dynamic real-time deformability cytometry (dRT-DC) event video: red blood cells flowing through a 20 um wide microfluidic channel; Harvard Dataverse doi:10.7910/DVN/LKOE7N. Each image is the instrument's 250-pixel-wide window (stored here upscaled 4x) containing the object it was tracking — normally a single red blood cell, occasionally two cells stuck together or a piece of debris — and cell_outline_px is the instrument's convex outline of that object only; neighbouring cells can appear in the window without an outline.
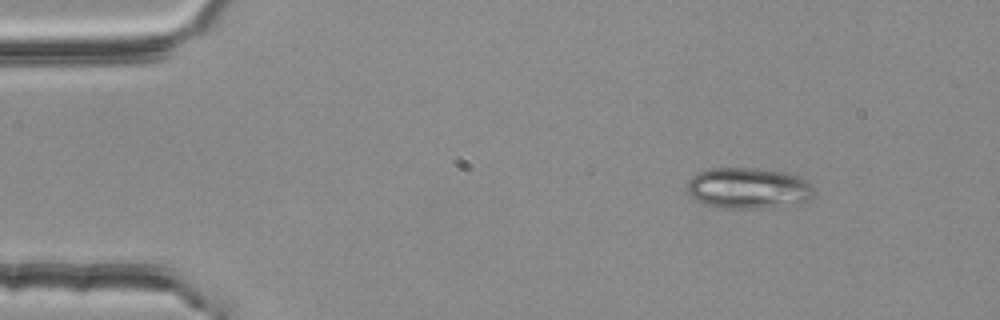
{"species": "common noctule bat (a hibernating species)", "species_latin": "Nyctalus noctula", "temperature_condition": "room temperature", "stored_images_in_passage": 2, "camera_frame_rate_fps": 3000, "um_per_image_px": 0.085, "animal": {"sex": "female", "body_mass_g": 25.1}, "frame": {"image": 1, "passage_image": 1, "time_ms": 0.0, "image_size_px": [1000, 320], "cell_outline_px": [[816, 192], [808, 200], [760, 208], [724, 208], [704, 204], [696, 200], [688, 192], [688, 180], [692, 176], [708, 168], [752, 168], [788, 172], [800, 176], [812, 184]], "centroid_in_image_um": [63.61, 15.97], "position_along_channel_um": 21.4, "area_um2": 30.17}}